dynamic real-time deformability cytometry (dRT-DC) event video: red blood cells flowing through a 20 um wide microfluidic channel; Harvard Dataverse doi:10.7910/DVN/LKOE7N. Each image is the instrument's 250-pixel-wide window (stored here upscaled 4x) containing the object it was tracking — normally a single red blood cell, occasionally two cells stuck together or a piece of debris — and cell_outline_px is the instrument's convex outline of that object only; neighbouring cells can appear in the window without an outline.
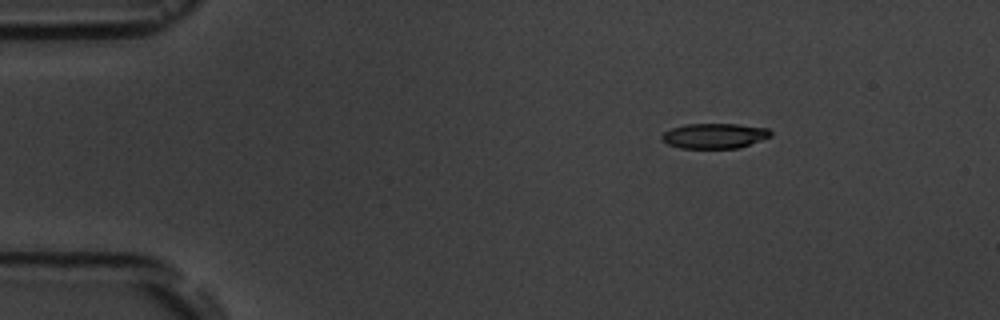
{"species": "common noctule bat (a hibernating species)", "species_latin": "Nyctalus noctula", "temperature_condition": "room temperature", "stored_images_in_passage": 3, "camera_frame_rate_fps": 3000, "um_per_image_px": 0.085, "animal": {"sex": "male", "body_mass_g": 19.5, "forearm_length_mm": 54.6}, "frame": {"image": 1, "passage_image": 1, "time_ms": 0.0, "image_size_px": [1000, 320], "cell_outline_px": [[772, 136], [740, 148], [680, 148], [668, 144], [660, 136], [664, 132], [672, 128], [684, 124], [736, 124], [768, 128], [772, 132]], "centroid_in_image_um": [60.75, 11.54], "position_along_channel_um": 24.2, "area_um2": 15.95}}